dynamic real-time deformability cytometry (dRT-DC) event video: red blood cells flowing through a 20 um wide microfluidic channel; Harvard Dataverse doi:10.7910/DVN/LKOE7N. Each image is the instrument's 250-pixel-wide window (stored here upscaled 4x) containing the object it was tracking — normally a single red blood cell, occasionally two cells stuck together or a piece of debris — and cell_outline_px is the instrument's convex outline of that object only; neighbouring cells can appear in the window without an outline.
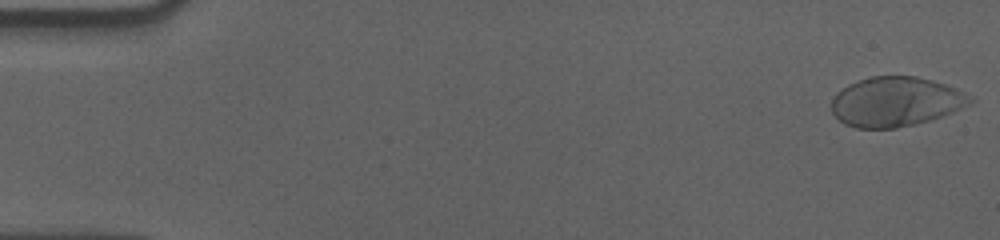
{"species": "human", "species_latin": "Homo sapiens", "temperature_condition": "cold", "stored_images_in_passage": 57, "camera_frame_rate_fps": 3000, "um_per_image_px": 0.085, "donor": {"sex": "male"}, "frame": {"image": 1, "passage_image": 1, "time_ms": 0.0, "image_size_px": [1000, 240], "cell_outline_px": [[976, 100], [952, 112], [928, 120], [896, 128], [856, 128], [844, 124], [832, 112], [832, 100], [836, 92], [848, 84], [872, 76], [916, 76], [932, 80], [944, 84], [976, 96]], "centroid_in_image_um": [76.14, 8.63], "position_along_channel_um": 8.9, "area_um2": 39.94}}
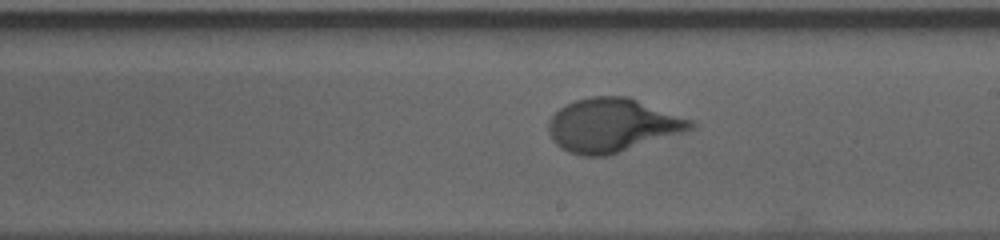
{"frame": {"image": 2, "passage_image": 33, "time_ms": 10.667, "image_size_px": [1000, 240], "cell_outline_px": [[696, 128], [684, 132], [608, 156], [584, 156], [568, 152], [560, 148], [552, 140], [548, 132], [548, 120], [560, 108], [576, 100], [592, 96], [628, 96], [696, 120]], "centroid_in_image_um": [52.09, 10.64], "position_along_channel_um": 236.9, "area_um2": 44.85}}
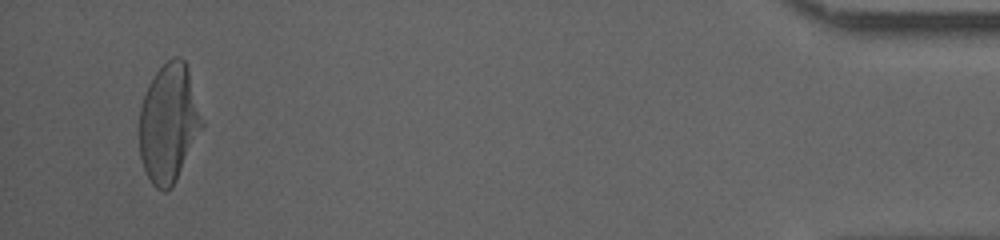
{"frame": {"image": 3, "passage_image": 55, "time_ms": 18.0, "image_size_px": [1000, 240], "cell_outline_px": [[204, 124], [172, 188], [164, 192], [156, 188], [152, 184], [144, 168], [140, 156], [140, 108], [148, 84], [152, 76], [172, 56], [180, 56], [184, 60], [188, 68]], "centroid_in_image_um": [14.34, 10.46], "position_along_channel_um": 420.9, "area_um2": 43.0}, "authors_computed_cell_mechanics": {"area_um2": 42.3674, "velocity_mm_per_s": 3.5428, "shape_relaxation_time_tau1_ms": 3.7437, "shape_relaxation_time_tau2_ms": null, "deformation_change_tau1": 0.1766, "deformation_change_tau2": null}}